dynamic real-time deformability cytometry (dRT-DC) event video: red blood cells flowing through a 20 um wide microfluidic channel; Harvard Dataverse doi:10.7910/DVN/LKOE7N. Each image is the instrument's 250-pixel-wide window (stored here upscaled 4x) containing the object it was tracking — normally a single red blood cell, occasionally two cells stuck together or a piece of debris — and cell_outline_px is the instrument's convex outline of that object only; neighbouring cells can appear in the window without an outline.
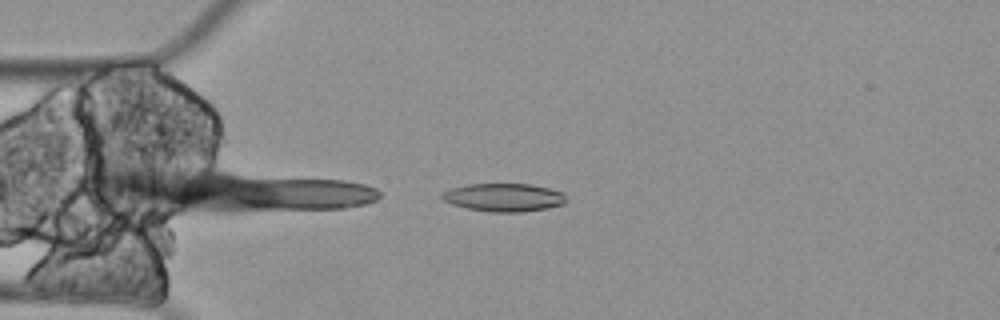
{"species": "Egyptian fruit bat (a non-hibernating species)", "species_latin": "Rousettus aegyptiacus", "temperature_condition": "cold", "stored_images_in_passage": 3, "camera_frame_rate_fps": 3000, "um_per_image_px": 0.085, "animal": {"sex": "female"}, "frame": {"image": 1, "passage_image": 3, "time_ms": 0.667, "image_size_px": [1000, 320], "cell_outline_px": [[568, 200], [564, 204], [548, 208], [520, 212], [492, 212], [468, 208], [452, 204], [444, 200], [440, 196], [440, 192], [452, 188], [468, 184], [532, 184], [564, 192]], "centroid_in_image_um": [42.86, 16.77], "position_along_channel_um": 42.1, "area_um2": 20.46}}